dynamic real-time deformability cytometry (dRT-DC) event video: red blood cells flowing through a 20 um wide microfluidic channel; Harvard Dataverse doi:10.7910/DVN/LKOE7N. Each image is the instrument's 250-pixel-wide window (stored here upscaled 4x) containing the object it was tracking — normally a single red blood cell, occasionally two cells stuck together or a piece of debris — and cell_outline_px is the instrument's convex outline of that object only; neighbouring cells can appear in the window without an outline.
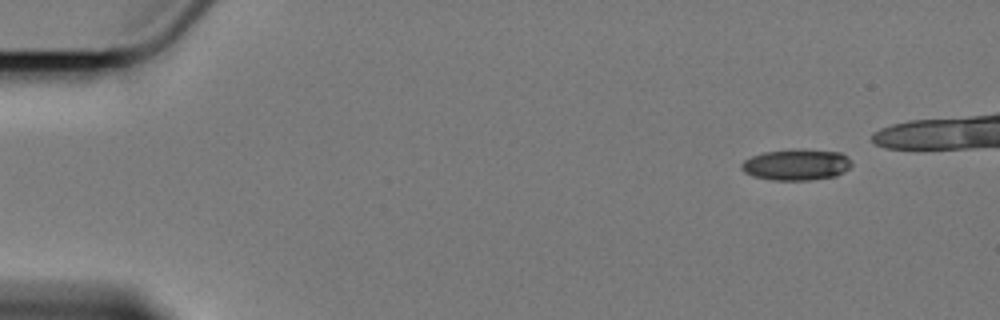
{"species": "Egyptian fruit bat (a non-hibernating species)", "species_latin": "Rousettus aegyptiacus", "temperature_condition": "cold", "stored_images_in_passage": 13, "camera_frame_rate_fps": 3000, "um_per_image_px": 0.085, "animal": {"sex": "female"}, "frame": {"image": 1, "passage_image": 1, "time_ms": 0.0, "image_size_px": [1000, 320], "cell_outline_px": [[852, 164], [844, 172], [836, 176], [812, 180], [772, 180], [752, 176], [744, 172], [740, 168], [740, 164], [744, 160], [752, 156], [764, 152], [792, 148], [804, 148], [840, 152], [848, 156], [852, 160]], "centroid_in_image_um": [67.7, 13.98], "position_along_channel_um": 17.3, "area_um2": 20.52}}
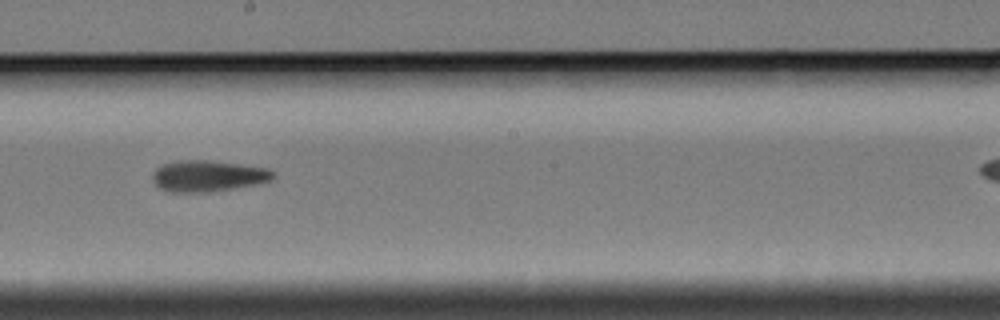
{"frame": {"image": 2, "passage_image": 8, "time_ms": 9.333, "image_size_px": [1000, 320], "cell_outline_px": [[276, 176], [272, 180], [256, 184], [208, 192], [168, 192], [160, 188], [152, 180], [152, 172], [156, 168], [164, 164], [180, 160], [208, 160], [268, 168], [276, 172]], "centroid_in_image_um": [17.68, 14.95], "position_along_channel_um": 230.5, "area_um2": 21.96}}
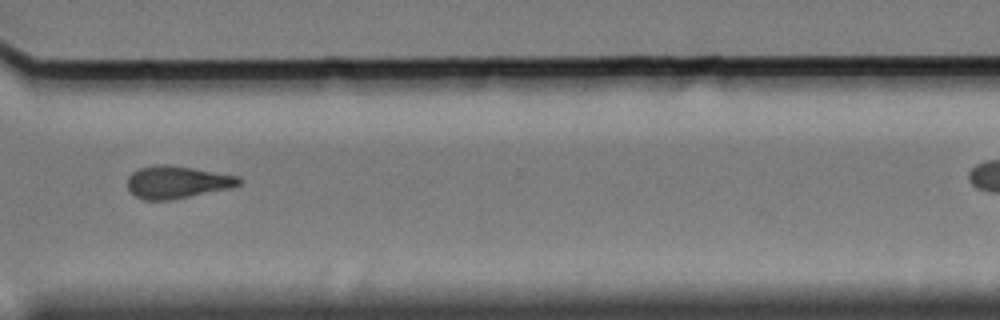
{"frame": {"image": 3, "passage_image": 11, "time_ms": 13.0, "image_size_px": [1000, 320], "cell_outline_px": [[244, 180], [240, 184], [228, 188], [168, 200], [144, 200], [136, 196], [128, 188], [128, 176], [132, 172], [140, 168], [156, 164], [168, 164], [240, 176]], "centroid_in_image_um": [15.05, 15.46], "position_along_channel_um": 355.6, "area_um2": 20.87}}